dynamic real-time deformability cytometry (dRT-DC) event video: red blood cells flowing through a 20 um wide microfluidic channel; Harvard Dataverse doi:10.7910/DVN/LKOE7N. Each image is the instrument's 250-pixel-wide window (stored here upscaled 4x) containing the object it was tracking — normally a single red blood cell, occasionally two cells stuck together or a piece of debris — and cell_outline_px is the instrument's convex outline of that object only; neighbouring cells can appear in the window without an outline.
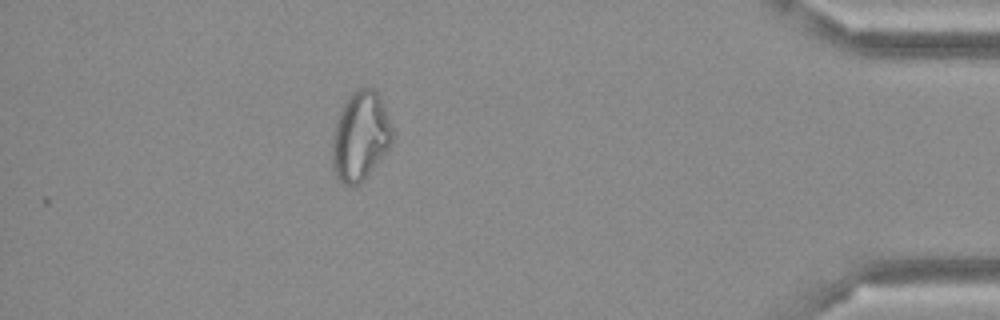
{"species": "Egyptian fruit bat (a non-hibernating species)", "species_latin": "Rousettus aegyptiacus", "temperature_condition": "cold", "stored_images_in_passage": 36, "camera_frame_rate_fps": 3000, "um_per_image_px": 0.085, "frame": {"image": 1, "passage_image": 36, "time_ms": 11.667, "image_size_px": [1000, 320], "cell_outline_px": [[392, 140], [388, 148], [364, 180], [360, 184], [352, 188], [348, 188], [336, 176], [332, 168], [332, 136], [340, 108], [348, 96], [352, 92], [360, 88], [372, 88], [380, 96], [392, 128]], "centroid_in_image_um": [30.59, 11.61], "position_along_channel_um": 404.6, "area_um2": 31.27}}